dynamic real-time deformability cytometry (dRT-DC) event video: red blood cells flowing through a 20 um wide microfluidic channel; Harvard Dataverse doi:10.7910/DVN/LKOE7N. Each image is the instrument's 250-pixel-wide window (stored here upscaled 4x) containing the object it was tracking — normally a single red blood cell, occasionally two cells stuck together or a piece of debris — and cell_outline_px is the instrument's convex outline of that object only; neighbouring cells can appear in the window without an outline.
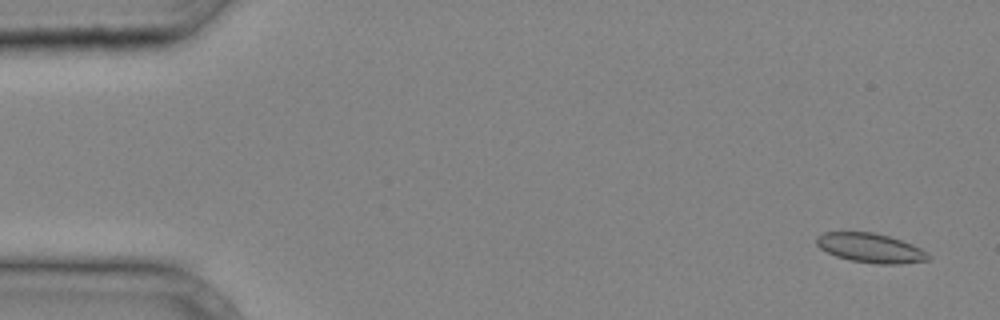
{"species": "common noctule bat (a hibernating species)", "species_latin": "Nyctalus noctula", "temperature_condition": "cold", "stored_images_in_passage": 38, "camera_frame_rate_fps": 3000, "um_per_image_px": 0.085, "animal": {"sex": "male", "body_mass_g": 20.4}, "frame": {"image": 1, "passage_image": 2, "time_ms": 0.333, "image_size_px": [1000, 320], "cell_outline_px": [[932, 256], [928, 260], [900, 264], [880, 264], [852, 260], [836, 256], [820, 248], [816, 244], [816, 236], [824, 232], [872, 232], [888, 236], [912, 244], [928, 252]], "centroid_in_image_um": [74.01, 21.07], "position_along_channel_um": 11.0, "area_um2": 19.02}}
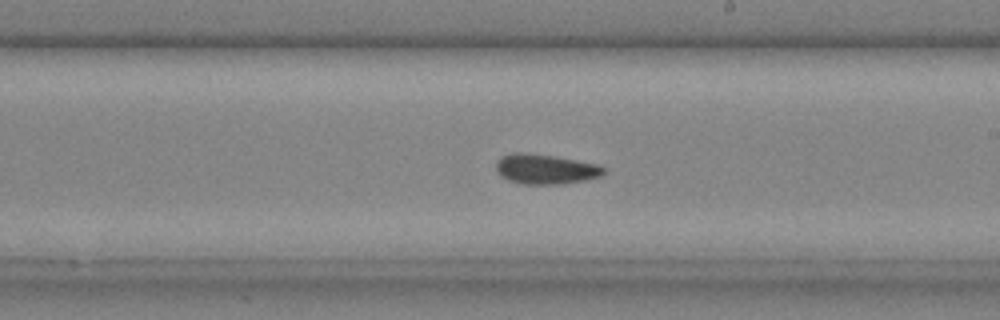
{"frame": {"image": 2, "passage_image": 23, "time_ms": 7.333, "image_size_px": [1000, 320], "cell_outline_px": [[608, 168], [600, 176], [584, 180], [560, 184], [520, 184], [508, 180], [500, 176], [496, 172], [496, 160], [500, 156], [512, 152], [524, 152], [552, 156], [600, 164]], "centroid_in_image_um": [46.33, 14.37], "position_along_channel_um": 242.7, "area_um2": 19.02}}
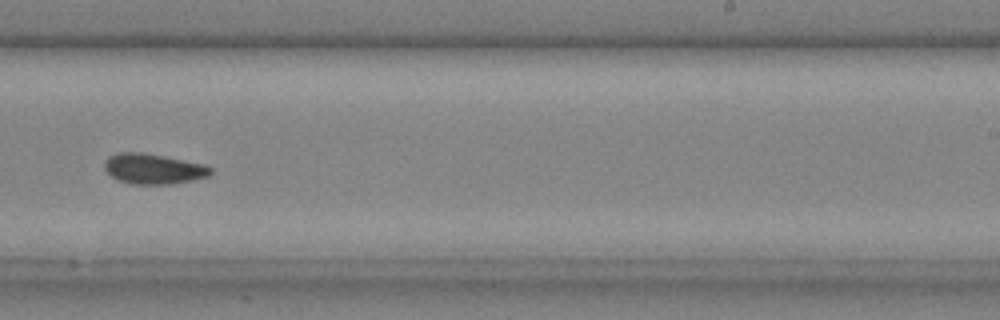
{"frame": {"image": 3, "passage_image": 25, "time_ms": 8.0, "image_size_px": [1000, 320], "cell_outline_px": [[212, 172], [208, 176], [168, 184], [132, 184], [120, 180], [112, 176], [104, 168], [104, 160], [108, 156], [120, 152], [144, 152], [204, 164], [212, 168]], "centroid_in_image_um": [13.0, 14.33], "position_along_channel_um": 276.0, "area_um2": 18.55}}